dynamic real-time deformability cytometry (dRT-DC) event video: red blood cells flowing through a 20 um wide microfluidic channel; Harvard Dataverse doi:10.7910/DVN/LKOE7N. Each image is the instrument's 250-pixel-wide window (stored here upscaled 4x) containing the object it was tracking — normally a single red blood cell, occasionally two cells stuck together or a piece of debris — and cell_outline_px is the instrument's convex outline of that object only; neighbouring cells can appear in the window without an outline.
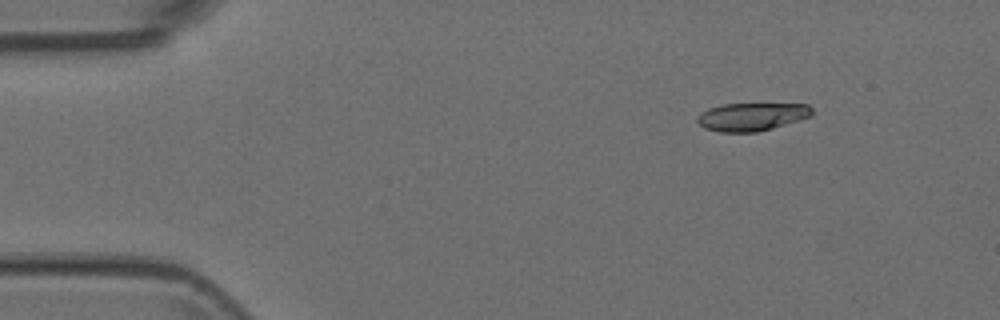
{"species": "Egyptian fruit bat (a non-hibernating species)", "species_latin": "Rousettus aegyptiacus", "temperature_condition": "room temperature", "stored_images_in_passage": 5, "camera_frame_rate_fps": 3000, "um_per_image_px": 0.085, "animal": {"sex": "female"}, "frame": {"image": 1, "passage_image": 2, "time_ms": 0.333, "image_size_px": [1000, 320], "cell_outline_px": [[812, 116], [772, 128], [756, 132], [720, 132], [704, 128], [696, 120], [696, 116], [708, 108], [724, 104], [808, 104], [812, 108]], "centroid_in_image_um": [63.88, 9.92], "position_along_channel_um": 21.1, "area_um2": 18.67}}